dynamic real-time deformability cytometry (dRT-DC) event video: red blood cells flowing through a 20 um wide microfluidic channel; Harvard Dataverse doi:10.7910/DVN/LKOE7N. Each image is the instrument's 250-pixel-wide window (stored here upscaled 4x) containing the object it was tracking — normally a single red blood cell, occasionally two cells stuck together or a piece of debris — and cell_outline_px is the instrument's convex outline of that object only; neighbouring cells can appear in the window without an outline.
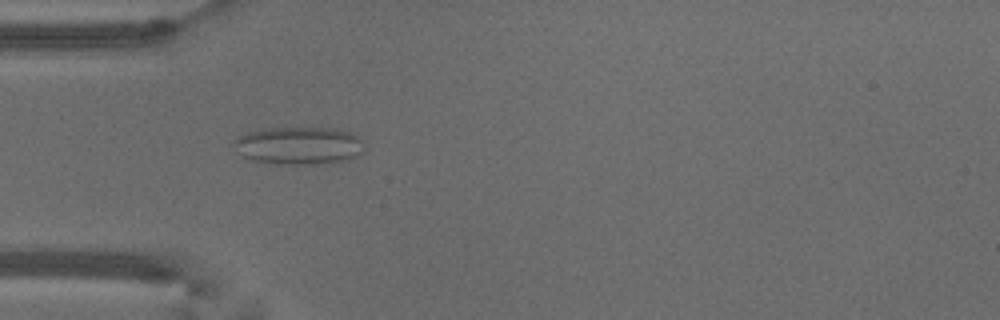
{"species": "common noctule bat (a hibernating species)", "species_latin": "Nyctalus noctula", "temperature_condition": "warm", "stored_images_in_passage": 52, "camera_frame_rate_fps": 3000, "um_per_image_px": 0.085, "animal": {"sex": "male", "body_mass_g": 18.8}, "frame": {"image": 1, "passage_image": 15, "time_ms": 4.667, "image_size_px": [1000, 320], "cell_outline_px": [[364, 148], [356, 156], [344, 160], [324, 164], [280, 164], [252, 160], [240, 156], [232, 144], [240, 136], [248, 132], [260, 128], [336, 128], [348, 132], [356, 136], [360, 140]], "centroid_in_image_um": [25.35, 12.38], "position_along_channel_um": 59.6, "area_um2": 28.61}}
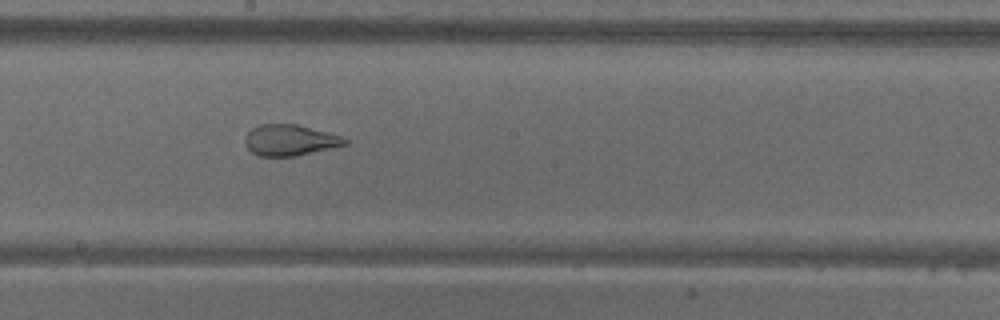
{"frame": {"image": 2, "passage_image": 28, "time_ms": 9.0, "image_size_px": [1000, 320], "cell_outline_px": [[348, 144], [296, 156], [260, 156], [252, 152], [248, 148], [244, 140], [244, 136], [252, 128], [260, 124], [296, 124], [344, 136], [348, 140]], "centroid_in_image_um": [24.65, 11.91], "position_along_channel_um": 223.5, "area_um2": 18.09}}
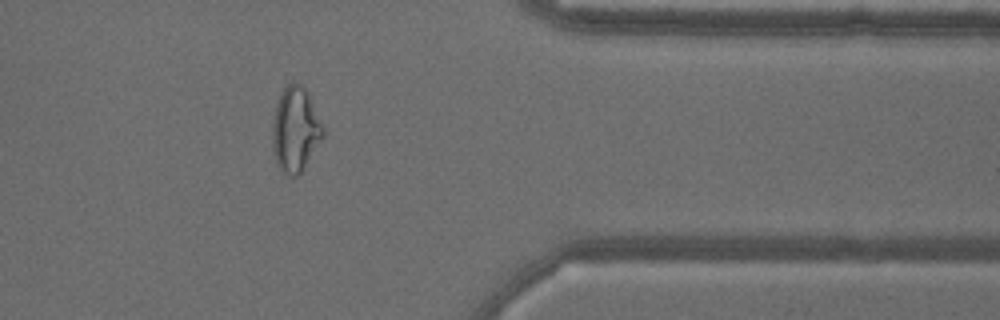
{"frame": {"image": 3, "passage_image": 42, "time_ms": 13.667, "image_size_px": [1000, 320], "cell_outline_px": [[324, 136], [300, 172], [296, 176], [288, 176], [280, 168], [276, 160], [272, 148], [272, 124], [276, 100], [284, 88], [292, 80], [296, 80], [308, 92], [324, 124]], "centroid_in_image_um": [25.11, 10.94], "position_along_channel_um": 386.3, "area_um2": 25.26}, "authors_computed_cell_mechanics": {"area_um2": 25.6921, "velocity_mm_per_s": 3.8141, "shape_relaxation_time_tau1_ms": null, "shape_relaxation_time_tau2_ms": 0.9148, "deformation_change_tau1": null, "deformation_change_tau2": 0.0854}}